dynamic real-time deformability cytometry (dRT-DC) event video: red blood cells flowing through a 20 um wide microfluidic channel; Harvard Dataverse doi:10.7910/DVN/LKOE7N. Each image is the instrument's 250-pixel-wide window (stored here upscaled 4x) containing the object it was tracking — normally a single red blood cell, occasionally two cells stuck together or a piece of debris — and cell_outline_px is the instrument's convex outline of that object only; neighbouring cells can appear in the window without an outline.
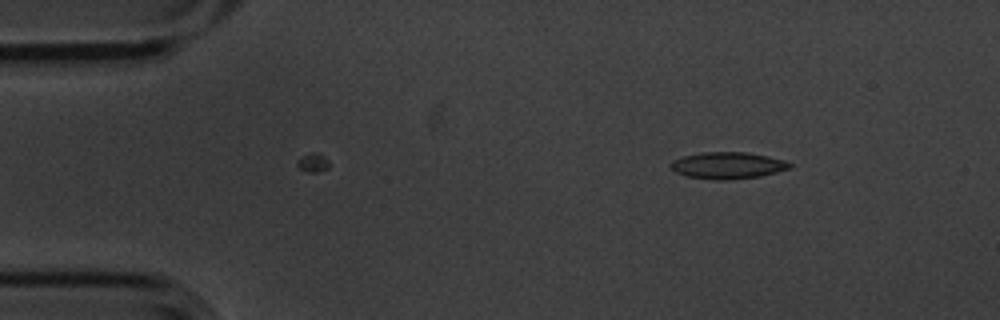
{"species": "common noctule bat (a hibernating species)", "species_latin": "Nyctalus noctula", "temperature_condition": "cold", "stored_images_in_passage": 5, "segment_of_instrument_passage": [1, 2], "camera_frame_rate_fps": 3000, "um_per_image_px": 0.085, "animal": {"sex": "male", "body_mass_g": 20.1, "forearm_length_mm": 53.5}, "frame": {"image": 1, "passage_image": 2, "time_ms": 0.333, "image_size_px": [1000, 320], "cell_outline_px": [[792, 168], [760, 176], [732, 180], [716, 180], [688, 176], [676, 172], [668, 164], [672, 160], [684, 156], [704, 152], [748, 152], [768, 156], [784, 160], [792, 164]], "centroid_in_image_um": [61.87, 14.06], "position_along_channel_um": 23.1, "area_um2": 18.55}}